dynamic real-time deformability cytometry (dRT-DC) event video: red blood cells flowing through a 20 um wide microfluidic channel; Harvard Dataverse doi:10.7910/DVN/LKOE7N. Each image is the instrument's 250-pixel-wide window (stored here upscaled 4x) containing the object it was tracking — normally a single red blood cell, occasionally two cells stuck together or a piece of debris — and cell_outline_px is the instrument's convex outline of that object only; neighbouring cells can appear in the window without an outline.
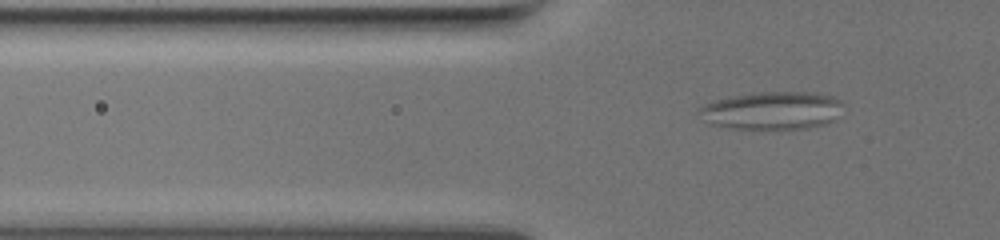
{"species": "common noctule bat (a hibernating species)", "species_latin": "Nyctalus noctula", "temperature_condition": "warm", "stored_images_in_passage": 47, "segment_of_instrument_passage": [1, 2], "camera_frame_rate_fps": 3000, "um_per_image_px": 0.085, "animal": {"sex": "female", "body_mass_g": 19.5, "forearm_length_mm": 54.1}, "frame": {"image": 1, "passage_image": 6, "time_ms": 1.667, "image_size_px": [1000, 240], "cell_outline_px": [[844, 104], [824, 124], [808, 128], [728, 128], [708, 124], [696, 112], [696, 108], [716, 100], [736, 96], [760, 92], [804, 92], [832, 96]], "centroid_in_image_um": [65.51, 9.39], "position_along_channel_um": 60.3, "area_um2": 31.04}}
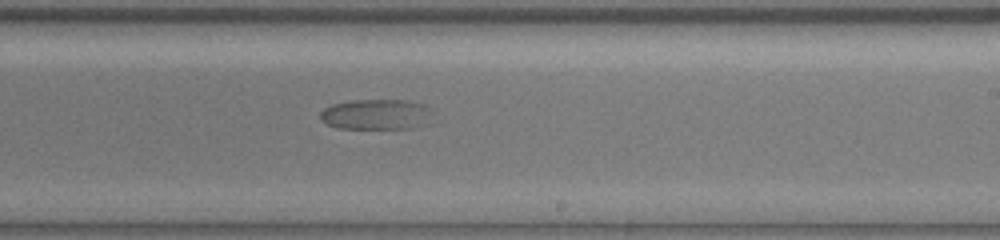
{"frame": {"image": 2, "passage_image": 26, "time_ms": 8.333, "image_size_px": [1000, 240], "cell_outline_px": [[424, 104], [412, 128], [340, 128], [328, 124], [320, 116], [320, 112], [324, 108], [332, 104], [356, 100], [404, 100]], "centroid_in_image_um": [31.65, 9.7], "position_along_channel_um": 257.3, "area_um2": 18.09}}
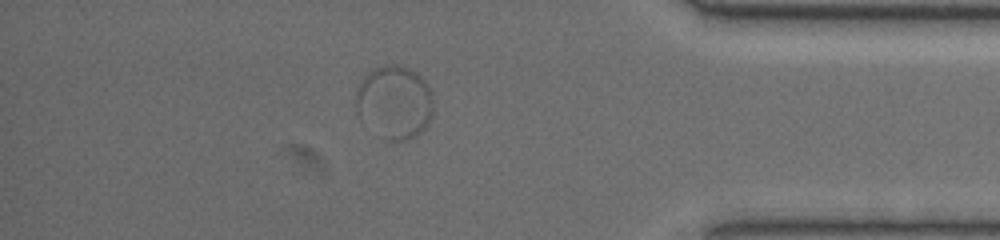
{"frame": {"image": 3, "passage_image": 42, "time_ms": 13.667, "image_size_px": [1000, 240], "cell_outline_px": [[432, 116], [428, 124], [416, 136], [404, 140], [388, 140], [356, 104], [356, 92], [364, 76], [368, 72], [376, 68], [392, 64], [396, 64], [408, 68], [416, 72], [424, 80], [428, 88], [432, 100]], "centroid_in_image_um": [33.62, 8.61], "position_along_channel_um": 401.6, "area_um2": 31.27}}